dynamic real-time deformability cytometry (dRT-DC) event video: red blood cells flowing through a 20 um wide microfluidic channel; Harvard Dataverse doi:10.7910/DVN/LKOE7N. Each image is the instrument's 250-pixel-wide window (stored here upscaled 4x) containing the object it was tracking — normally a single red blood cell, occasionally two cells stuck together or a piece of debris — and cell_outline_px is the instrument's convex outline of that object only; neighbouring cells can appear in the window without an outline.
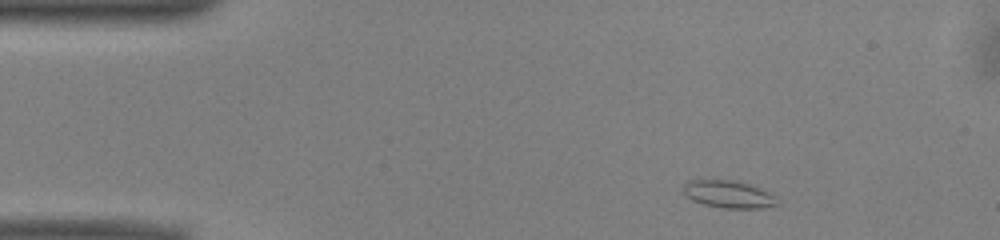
{"species": "common noctule bat (a hibernating species)", "species_latin": "Nyctalus noctula", "temperature_condition": "warm", "stored_images_in_passage": 46, "camera_frame_rate_fps": 3000, "um_per_image_px": 0.085, "animal": {"sex": "male", "body_mass_g": 13.0, "forearm_length_mm": 53.1}, "frame": {"image": 1, "passage_image": 2, "time_ms": 0.333, "image_size_px": [1000, 240], "cell_outline_px": [[780, 204], [760, 208], [724, 208], [704, 204], [692, 200], [684, 196], [684, 184], [688, 180], [736, 180], [760, 188], [776, 196]], "centroid_in_image_um": [61.93, 16.51], "position_along_channel_um": 23.1, "area_um2": 15.03}}
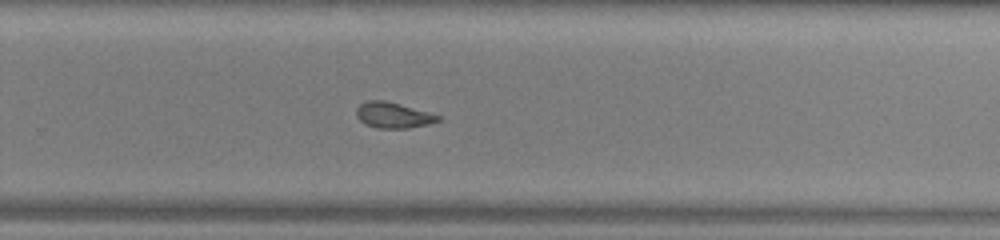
{"frame": {"image": 2, "passage_image": 28, "time_ms": 9.0, "image_size_px": [1000, 240], "cell_outline_px": [[440, 120], [428, 124], [408, 128], [376, 128], [364, 124], [356, 116], [356, 108], [360, 104], [368, 100], [384, 100], [400, 104], [428, 112], [440, 116]], "centroid_in_image_um": [33.38, 9.79], "position_along_channel_um": 296.4, "area_um2": 12.2}}
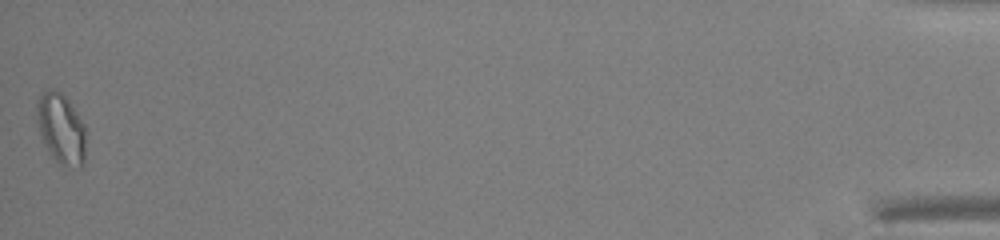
{"frame": {"image": 3, "passage_image": 46, "time_ms": 15.0, "image_size_px": [1000, 240], "cell_outline_px": [[88, 132], [84, 164], [80, 168], [76, 168], [60, 164], [48, 152], [44, 144], [36, 120], [36, 104], [40, 92], [52, 88], [60, 92], [68, 100], [84, 124]], "centroid_in_image_um": [5.22, 10.95], "position_along_channel_um": 430.0, "area_um2": 20.69}, "authors_computed_cell_mechanics": {"area_um2": 13.4096, "velocity_mm_per_s": 3.9688, "shape_relaxation_time_tau1_ms": null, "shape_relaxation_time_tau2_ms": 2.1938, "deformation_change_tau1": null, "deformation_change_tau2": 0.0727}}